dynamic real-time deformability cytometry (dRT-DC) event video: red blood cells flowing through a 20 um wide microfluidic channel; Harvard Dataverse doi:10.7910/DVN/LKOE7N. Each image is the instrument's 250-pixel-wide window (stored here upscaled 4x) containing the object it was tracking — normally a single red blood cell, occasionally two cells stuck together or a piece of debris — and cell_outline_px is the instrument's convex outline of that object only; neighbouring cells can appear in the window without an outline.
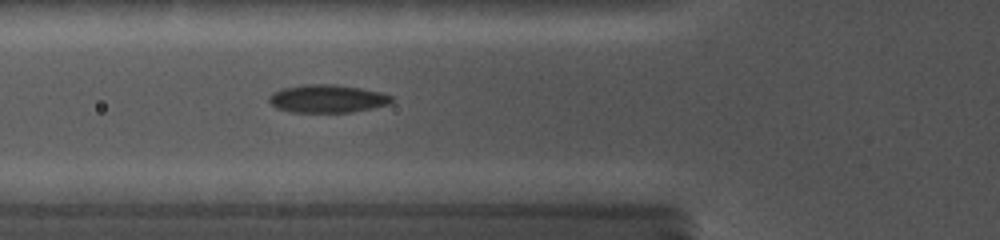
{"species": "common noctule bat (a hibernating species)", "species_latin": "Nyctalus noctula", "temperature_condition": "cold", "stored_images_in_passage": 30, "camera_frame_rate_fps": 5000, "um_per_image_px": 0.085, "animal": {"sex": "female", "body_mass_g": 19.0, "forearm_length_mm": 56.7}, "frame": {"image": 1, "passage_image": 16, "time_ms": 5.8, "image_size_px": [1000, 240], "cell_outline_px": [[392, 100], [388, 104], [372, 108], [352, 112], [292, 112], [276, 108], [268, 100], [276, 92], [284, 88], [308, 84], [332, 84], [360, 88], [380, 92], [392, 96]], "centroid_in_image_um": [27.85, 8.39], "position_along_channel_um": 98.0, "area_um2": 19.59}}
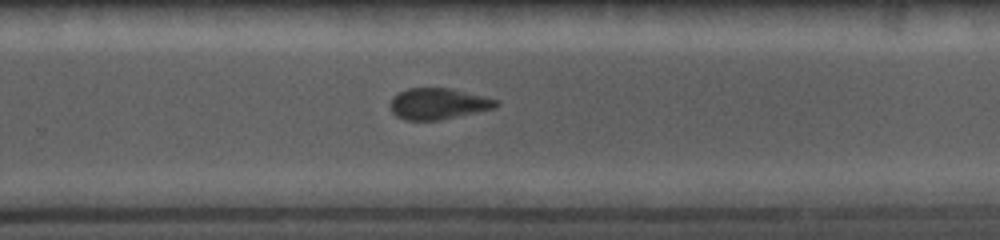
{"frame": {"image": 2, "passage_image": 23, "time_ms": 10.8, "image_size_px": [1000, 240], "cell_outline_px": [[500, 104], [496, 108], [440, 120], [404, 120], [396, 116], [392, 112], [392, 100], [400, 92], [408, 88], [448, 88], [496, 100]], "centroid_in_image_um": [37.25, 8.84], "position_along_channel_um": 292.6, "area_um2": 18.79}}
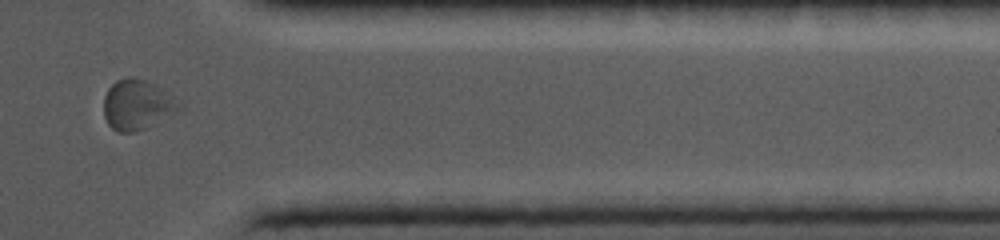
{"frame": {"image": 3, "passage_image": 27, "time_ms": 13.6, "image_size_px": [1000, 240], "cell_outline_px": [[184, 108], [180, 112], [144, 128], [132, 132], [116, 132], [108, 124], [104, 116], [104, 96], [108, 88], [116, 80], [144, 80], [164, 88]], "centroid_in_image_um": [11.69, 8.94], "position_along_channel_um": 399.7, "area_um2": 21.79}}